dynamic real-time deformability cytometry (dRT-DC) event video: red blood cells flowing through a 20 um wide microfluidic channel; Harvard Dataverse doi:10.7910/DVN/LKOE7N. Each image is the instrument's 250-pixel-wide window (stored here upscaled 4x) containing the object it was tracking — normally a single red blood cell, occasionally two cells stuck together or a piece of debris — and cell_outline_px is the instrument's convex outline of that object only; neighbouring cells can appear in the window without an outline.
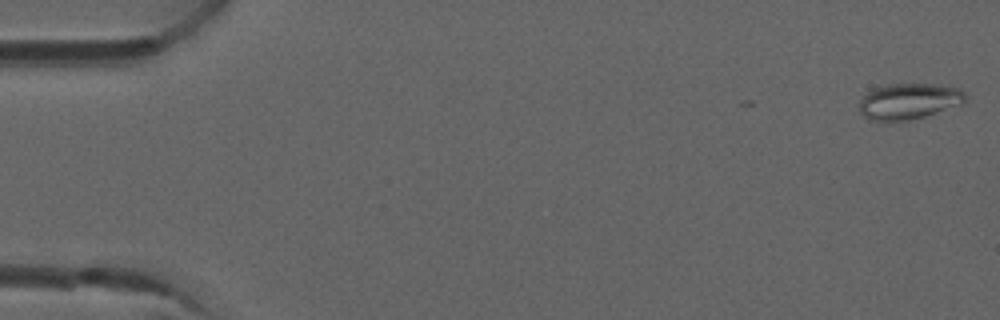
{"species": "common noctule bat (a hibernating species)", "species_latin": "Nyctalus noctula", "temperature_condition": "room temperature", "stored_images_in_passage": 5, "camera_frame_rate_fps": 3000, "um_per_image_px": 0.085, "animal": {"sex": "male", "forearm_length_mm": 52.5}, "frame": {"image": 1, "passage_image": 1, "time_ms": 0.0, "image_size_px": [1000, 320], "cell_outline_px": [[968, 96], [964, 104], [924, 116], [908, 120], [868, 120], [860, 112], [860, 100], [872, 88], [888, 84], [932, 84], [960, 88]], "centroid_in_image_um": [77.29, 8.59], "position_along_channel_um": 7.7, "area_um2": 22.2}}